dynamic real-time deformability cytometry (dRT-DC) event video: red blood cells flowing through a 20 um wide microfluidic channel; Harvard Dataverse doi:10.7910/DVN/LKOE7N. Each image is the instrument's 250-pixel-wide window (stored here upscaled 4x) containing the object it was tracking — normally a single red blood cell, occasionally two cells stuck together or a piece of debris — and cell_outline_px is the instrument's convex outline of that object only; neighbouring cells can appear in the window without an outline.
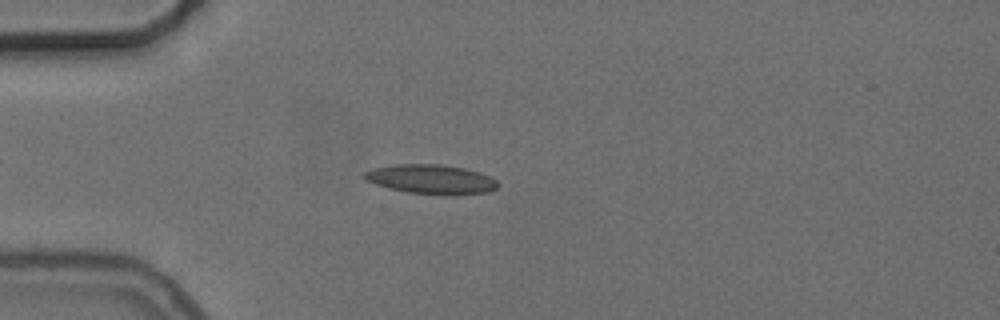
{"species": "common noctule bat (a hibernating species)", "species_latin": "Nyctalus noctula", "temperature_condition": "cold", "stored_images_in_passage": 41, "camera_frame_rate_fps": 3000, "um_per_image_px": 0.085, "animal": {"sex": "female", "body_mass_g": 24.6, "forearm_length_mm": 56.2}, "frame": {"image": 1, "passage_image": 9, "time_ms": 2.667, "image_size_px": [1000, 320], "cell_outline_px": [[500, 184], [496, 188], [488, 192], [456, 196], [444, 196], [408, 192], [388, 188], [364, 180], [364, 172], [376, 168], [396, 164], [440, 164], [464, 168], [480, 172], [496, 180]], "centroid_in_image_um": [36.69, 15.26], "position_along_channel_um": 48.3, "area_um2": 23.12}}
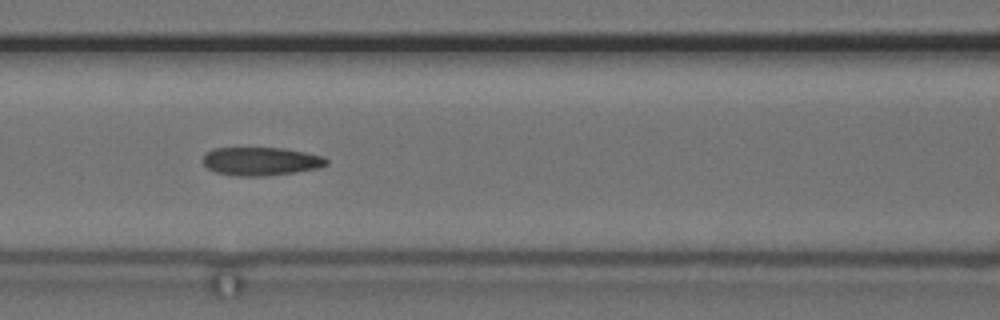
{"frame": {"image": 2, "passage_image": 18, "time_ms": 5.667, "image_size_px": [1000, 320], "cell_outline_px": [[328, 164], [320, 168], [296, 172], [264, 176], [236, 176], [216, 172], [208, 168], [204, 164], [204, 156], [212, 148], [284, 148], [324, 156], [328, 160]], "centroid_in_image_um": [22.22, 13.71], "position_along_channel_um": 144.4, "area_um2": 20.4}}
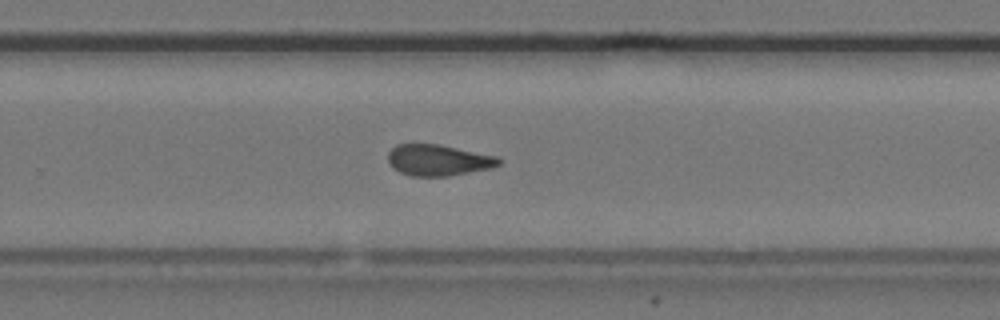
{"frame": {"image": 3, "passage_image": 30, "time_ms": 9.667, "image_size_px": [1000, 320], "cell_outline_px": [[500, 164], [492, 168], [448, 176], [412, 176], [400, 172], [392, 168], [388, 160], [388, 152], [396, 144], [440, 144], [496, 156], [500, 160]], "centroid_in_image_um": [37.23, 13.61], "position_along_channel_um": 292.6, "area_um2": 20.11}, "authors_computed_cell_mechanics": {"area_um2": 20.9236, "velocity_mm_per_s": 3.7164, "shape_relaxation_time_tau1_ms": null, "shape_relaxation_time_tau2_ms": 2.5698, "deformation_change_tau1": null, "deformation_change_tau2": 0.0994}}